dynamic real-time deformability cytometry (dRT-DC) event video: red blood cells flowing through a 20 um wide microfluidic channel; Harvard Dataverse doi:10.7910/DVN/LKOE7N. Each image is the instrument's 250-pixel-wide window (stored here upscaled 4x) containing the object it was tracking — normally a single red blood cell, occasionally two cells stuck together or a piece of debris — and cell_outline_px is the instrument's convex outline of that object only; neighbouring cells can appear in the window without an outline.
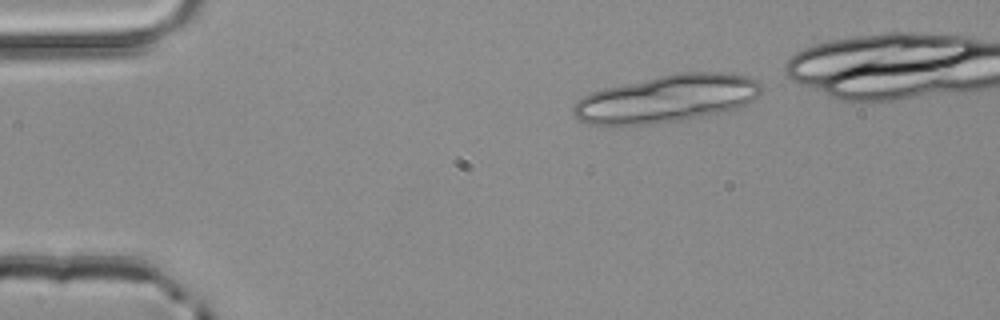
{"species": "common noctule bat (a hibernating species)", "species_latin": "Nyctalus noctula", "temperature_condition": "room temperature", "stored_images_in_passage": 3, "camera_frame_rate_fps": 3000, "um_per_image_px": 0.085, "animal": {"sex": "male", "body_mass_g": 20.4}, "frame": {"image": 1, "passage_image": 1, "time_ms": 0.0, "image_size_px": [1000, 320], "cell_outline_px": [[760, 92], [748, 104], [716, 112], [680, 120], [652, 124], [588, 124], [580, 120], [572, 112], [572, 108], [576, 100], [588, 92], [604, 88], [676, 72], [724, 72], [748, 76], [756, 80], [760, 84]], "centroid_in_image_um": [56.63, 8.36], "position_along_channel_um": 28.4, "area_um2": 51.38}}